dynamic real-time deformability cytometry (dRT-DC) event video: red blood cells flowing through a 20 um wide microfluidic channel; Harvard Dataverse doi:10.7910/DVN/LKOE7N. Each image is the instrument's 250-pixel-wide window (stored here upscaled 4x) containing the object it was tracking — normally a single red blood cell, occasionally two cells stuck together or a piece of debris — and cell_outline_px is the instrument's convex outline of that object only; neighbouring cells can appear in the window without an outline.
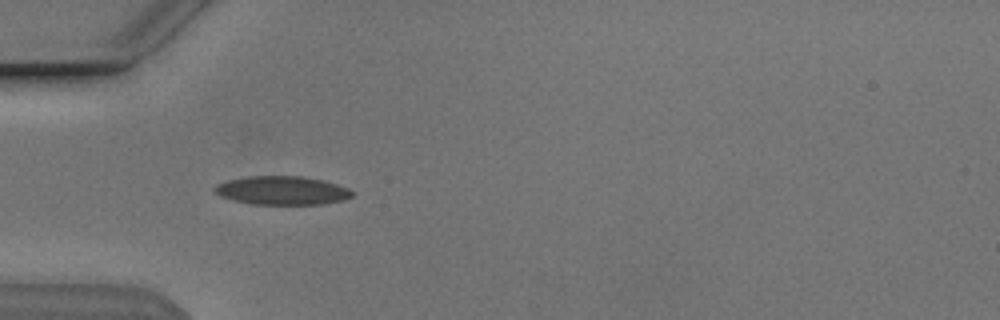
{"species": "Egyptian fruit bat (a non-hibernating species)", "species_latin": "Rousettus aegyptiacus", "temperature_condition": "cold", "stored_images_in_passage": 38, "camera_frame_rate_fps": 3000, "um_per_image_px": 0.085, "animal": {"sex": "male"}, "frame": {"image": 1, "passage_image": 7, "time_ms": 2.0, "image_size_px": [1000, 320], "cell_outline_px": [[352, 196], [344, 200], [324, 204], [252, 204], [232, 200], [220, 196], [212, 188], [216, 184], [228, 180], [248, 176], [300, 176], [324, 180], [348, 188], [352, 192]], "centroid_in_image_um": [23.96, 16.19], "position_along_channel_um": 61.0, "area_um2": 22.95}}
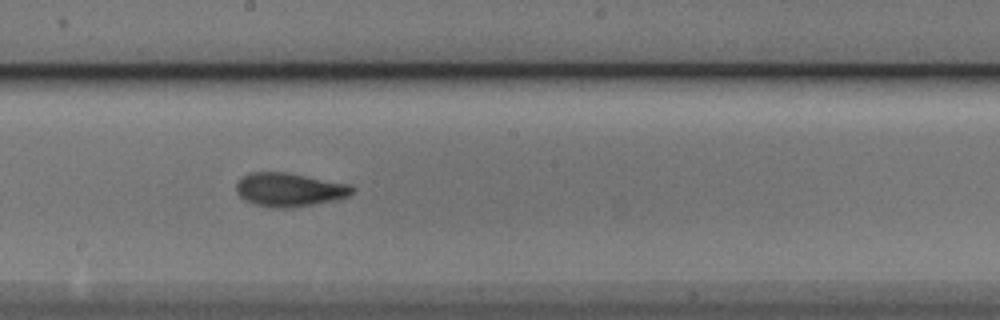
{"frame": {"image": 2, "passage_image": 20, "time_ms": 6.333, "image_size_px": [1000, 320], "cell_outline_px": [[356, 188], [348, 196], [336, 200], [288, 208], [272, 208], [256, 204], [244, 200], [236, 192], [236, 184], [244, 176], [252, 172], [284, 172], [352, 184]], "centroid_in_image_um": [24.62, 16.12], "position_along_channel_um": 223.6, "area_um2": 22.66}}
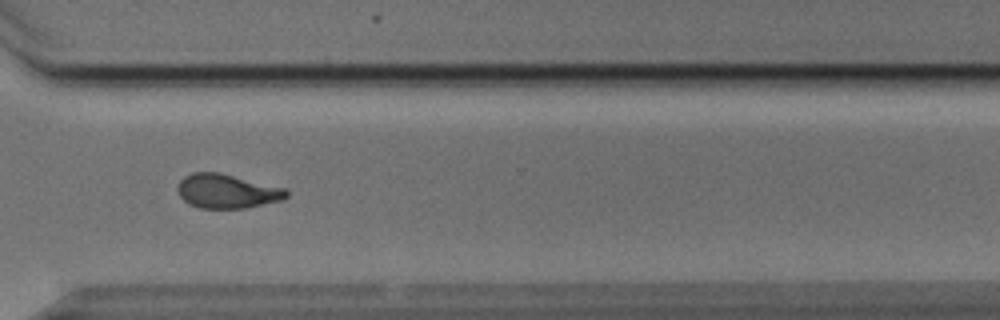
{"frame": {"image": 3, "passage_image": 30, "time_ms": 9.667, "image_size_px": [1000, 320], "cell_outline_px": [[288, 196], [284, 200], [244, 208], [200, 208], [188, 204], [180, 196], [176, 188], [180, 180], [184, 176], [192, 172], [220, 172], [284, 188], [288, 192]], "centroid_in_image_um": [19.27, 16.25], "position_along_channel_um": 351.3, "area_um2": 21.73}, "authors_computed_cell_mechanics": {"area_um2": 21.9062, "velocity_mm_per_s": 3.8366, "shape_relaxation_time_tau1_ms": 4.6012, "shape_relaxation_time_tau2_ms": 1.9805, "deformation_change_tau1": 0.1413, "deformation_change_tau2": 0.0658}}